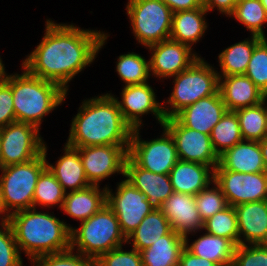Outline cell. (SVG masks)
<instances>
[{"label": "cell", "instance_id": "cb8c5ba5", "mask_svg": "<svg viewBox=\"0 0 267 266\" xmlns=\"http://www.w3.org/2000/svg\"><path fill=\"white\" fill-rule=\"evenodd\" d=\"M63 147L64 155L58 158L55 165L47 160L48 169L62 185L65 193L89 187L91 184L87 180L78 148L67 143Z\"/></svg>", "mask_w": 267, "mask_h": 266}, {"label": "cell", "instance_id": "8992f818", "mask_svg": "<svg viewBox=\"0 0 267 266\" xmlns=\"http://www.w3.org/2000/svg\"><path fill=\"white\" fill-rule=\"evenodd\" d=\"M47 145L43 153L25 163L10 165L0 170V199L5 214L33 208L37 180L47 167Z\"/></svg>", "mask_w": 267, "mask_h": 266}, {"label": "cell", "instance_id": "c3c4849f", "mask_svg": "<svg viewBox=\"0 0 267 266\" xmlns=\"http://www.w3.org/2000/svg\"><path fill=\"white\" fill-rule=\"evenodd\" d=\"M6 75H7V72L5 71L4 63L0 57V82L4 81V79L6 78Z\"/></svg>", "mask_w": 267, "mask_h": 266}, {"label": "cell", "instance_id": "8fae6325", "mask_svg": "<svg viewBox=\"0 0 267 266\" xmlns=\"http://www.w3.org/2000/svg\"><path fill=\"white\" fill-rule=\"evenodd\" d=\"M113 192L106 187V204L118 218L122 234L127 238L153 210L146 196L126 179L116 185Z\"/></svg>", "mask_w": 267, "mask_h": 266}, {"label": "cell", "instance_id": "6da1fadb", "mask_svg": "<svg viewBox=\"0 0 267 266\" xmlns=\"http://www.w3.org/2000/svg\"><path fill=\"white\" fill-rule=\"evenodd\" d=\"M41 42L22 61L30 74L59 84L66 92L72 79L90 67L110 36L75 24L45 21Z\"/></svg>", "mask_w": 267, "mask_h": 266}, {"label": "cell", "instance_id": "836d02e7", "mask_svg": "<svg viewBox=\"0 0 267 266\" xmlns=\"http://www.w3.org/2000/svg\"><path fill=\"white\" fill-rule=\"evenodd\" d=\"M115 68L125 86L147 83L151 76L149 60L135 52L119 55Z\"/></svg>", "mask_w": 267, "mask_h": 266}, {"label": "cell", "instance_id": "f35d334b", "mask_svg": "<svg viewBox=\"0 0 267 266\" xmlns=\"http://www.w3.org/2000/svg\"><path fill=\"white\" fill-rule=\"evenodd\" d=\"M8 219H0V266H25Z\"/></svg>", "mask_w": 267, "mask_h": 266}, {"label": "cell", "instance_id": "ffe728a7", "mask_svg": "<svg viewBox=\"0 0 267 266\" xmlns=\"http://www.w3.org/2000/svg\"><path fill=\"white\" fill-rule=\"evenodd\" d=\"M238 231L239 245L267 244V202L242 203L234 207Z\"/></svg>", "mask_w": 267, "mask_h": 266}, {"label": "cell", "instance_id": "f907efd6", "mask_svg": "<svg viewBox=\"0 0 267 266\" xmlns=\"http://www.w3.org/2000/svg\"><path fill=\"white\" fill-rule=\"evenodd\" d=\"M218 266H237V265L234 263V261H231L229 263L218 265Z\"/></svg>", "mask_w": 267, "mask_h": 266}, {"label": "cell", "instance_id": "8d00e7d4", "mask_svg": "<svg viewBox=\"0 0 267 266\" xmlns=\"http://www.w3.org/2000/svg\"><path fill=\"white\" fill-rule=\"evenodd\" d=\"M212 185L209 184L195 195L197 210L203 222L228 206L220 186L215 181Z\"/></svg>", "mask_w": 267, "mask_h": 266}, {"label": "cell", "instance_id": "83f0119b", "mask_svg": "<svg viewBox=\"0 0 267 266\" xmlns=\"http://www.w3.org/2000/svg\"><path fill=\"white\" fill-rule=\"evenodd\" d=\"M262 37L251 35L249 38L232 44L218 54L219 76L245 75L254 47Z\"/></svg>", "mask_w": 267, "mask_h": 266}, {"label": "cell", "instance_id": "f546056e", "mask_svg": "<svg viewBox=\"0 0 267 266\" xmlns=\"http://www.w3.org/2000/svg\"><path fill=\"white\" fill-rule=\"evenodd\" d=\"M171 230V225L162 211L160 209H153L126 238V244L132 243L131 247L140 252L150 247Z\"/></svg>", "mask_w": 267, "mask_h": 266}, {"label": "cell", "instance_id": "ac0fdd59", "mask_svg": "<svg viewBox=\"0 0 267 266\" xmlns=\"http://www.w3.org/2000/svg\"><path fill=\"white\" fill-rule=\"evenodd\" d=\"M220 92L201 98L182 109L174 117L185 127L210 135L214 126L227 112Z\"/></svg>", "mask_w": 267, "mask_h": 266}, {"label": "cell", "instance_id": "bcb514c9", "mask_svg": "<svg viewBox=\"0 0 267 266\" xmlns=\"http://www.w3.org/2000/svg\"><path fill=\"white\" fill-rule=\"evenodd\" d=\"M173 13L192 10L202 6L201 0H161Z\"/></svg>", "mask_w": 267, "mask_h": 266}, {"label": "cell", "instance_id": "816d5d0a", "mask_svg": "<svg viewBox=\"0 0 267 266\" xmlns=\"http://www.w3.org/2000/svg\"><path fill=\"white\" fill-rule=\"evenodd\" d=\"M260 1L263 7L265 8V11L267 12V0H260Z\"/></svg>", "mask_w": 267, "mask_h": 266}, {"label": "cell", "instance_id": "d6986e66", "mask_svg": "<svg viewBox=\"0 0 267 266\" xmlns=\"http://www.w3.org/2000/svg\"><path fill=\"white\" fill-rule=\"evenodd\" d=\"M124 177L140 190L153 209H161L162 203L174 192L169 174H157L126 159Z\"/></svg>", "mask_w": 267, "mask_h": 266}, {"label": "cell", "instance_id": "7dc6e473", "mask_svg": "<svg viewBox=\"0 0 267 266\" xmlns=\"http://www.w3.org/2000/svg\"><path fill=\"white\" fill-rule=\"evenodd\" d=\"M259 146L264 159L265 167L267 169V137H264L262 140L259 141Z\"/></svg>", "mask_w": 267, "mask_h": 266}, {"label": "cell", "instance_id": "ee69618b", "mask_svg": "<svg viewBox=\"0 0 267 266\" xmlns=\"http://www.w3.org/2000/svg\"><path fill=\"white\" fill-rule=\"evenodd\" d=\"M202 6L208 11L212 12L214 8L222 15L229 17L236 6V0H201Z\"/></svg>", "mask_w": 267, "mask_h": 266}, {"label": "cell", "instance_id": "7c38bea8", "mask_svg": "<svg viewBox=\"0 0 267 266\" xmlns=\"http://www.w3.org/2000/svg\"><path fill=\"white\" fill-rule=\"evenodd\" d=\"M162 127L173 137L179 160L205 164L213 170L219 164L210 135L183 126L175 117L165 119Z\"/></svg>", "mask_w": 267, "mask_h": 266}, {"label": "cell", "instance_id": "7bdbcfd3", "mask_svg": "<svg viewBox=\"0 0 267 266\" xmlns=\"http://www.w3.org/2000/svg\"><path fill=\"white\" fill-rule=\"evenodd\" d=\"M16 121L11 87L0 82V128Z\"/></svg>", "mask_w": 267, "mask_h": 266}, {"label": "cell", "instance_id": "9a60e30c", "mask_svg": "<svg viewBox=\"0 0 267 266\" xmlns=\"http://www.w3.org/2000/svg\"><path fill=\"white\" fill-rule=\"evenodd\" d=\"M156 92L149 82L144 84L126 85L122 88L121 100L111 94L117 101L124 120L133 128L143 126V115L153 114L157 123L162 127L165 121L163 103L157 101Z\"/></svg>", "mask_w": 267, "mask_h": 266}, {"label": "cell", "instance_id": "d590c367", "mask_svg": "<svg viewBox=\"0 0 267 266\" xmlns=\"http://www.w3.org/2000/svg\"><path fill=\"white\" fill-rule=\"evenodd\" d=\"M203 230L214 236L229 239L235 246L239 245V231L235 208L228 205L204 221Z\"/></svg>", "mask_w": 267, "mask_h": 266}, {"label": "cell", "instance_id": "9c48e42d", "mask_svg": "<svg viewBox=\"0 0 267 266\" xmlns=\"http://www.w3.org/2000/svg\"><path fill=\"white\" fill-rule=\"evenodd\" d=\"M140 129H133L128 157L138 166L157 174H169L179 160L173 137L164 128L160 137L143 140ZM140 135V136H139Z\"/></svg>", "mask_w": 267, "mask_h": 266}, {"label": "cell", "instance_id": "74e56055", "mask_svg": "<svg viewBox=\"0 0 267 266\" xmlns=\"http://www.w3.org/2000/svg\"><path fill=\"white\" fill-rule=\"evenodd\" d=\"M245 75L267 96V37L254 47Z\"/></svg>", "mask_w": 267, "mask_h": 266}, {"label": "cell", "instance_id": "60d3db41", "mask_svg": "<svg viewBox=\"0 0 267 266\" xmlns=\"http://www.w3.org/2000/svg\"><path fill=\"white\" fill-rule=\"evenodd\" d=\"M95 266H143V263L138 250L132 248L126 251L122 245L99 256Z\"/></svg>", "mask_w": 267, "mask_h": 266}, {"label": "cell", "instance_id": "d4e9b609", "mask_svg": "<svg viewBox=\"0 0 267 266\" xmlns=\"http://www.w3.org/2000/svg\"><path fill=\"white\" fill-rule=\"evenodd\" d=\"M90 185L87 188L65 194L61 210L80 223L93 216L106 205V187Z\"/></svg>", "mask_w": 267, "mask_h": 266}, {"label": "cell", "instance_id": "5bb4252c", "mask_svg": "<svg viewBox=\"0 0 267 266\" xmlns=\"http://www.w3.org/2000/svg\"><path fill=\"white\" fill-rule=\"evenodd\" d=\"M214 181L220 186L228 205L233 207L267 198V172L214 170Z\"/></svg>", "mask_w": 267, "mask_h": 266}, {"label": "cell", "instance_id": "52a82bcc", "mask_svg": "<svg viewBox=\"0 0 267 266\" xmlns=\"http://www.w3.org/2000/svg\"><path fill=\"white\" fill-rule=\"evenodd\" d=\"M212 65L199 57L186 70L172 77L173 89L168 99L162 103L165 118L174 117L185 107L201 98L212 96L219 91V75Z\"/></svg>", "mask_w": 267, "mask_h": 266}, {"label": "cell", "instance_id": "484cf974", "mask_svg": "<svg viewBox=\"0 0 267 266\" xmlns=\"http://www.w3.org/2000/svg\"><path fill=\"white\" fill-rule=\"evenodd\" d=\"M207 13L203 6L173 13L170 39L193 49L192 46L204 37L208 28Z\"/></svg>", "mask_w": 267, "mask_h": 266}, {"label": "cell", "instance_id": "1f68e13d", "mask_svg": "<svg viewBox=\"0 0 267 266\" xmlns=\"http://www.w3.org/2000/svg\"><path fill=\"white\" fill-rule=\"evenodd\" d=\"M229 17L244 25L250 35L266 38L263 28L267 24V12L260 0H238Z\"/></svg>", "mask_w": 267, "mask_h": 266}, {"label": "cell", "instance_id": "f6af8a7d", "mask_svg": "<svg viewBox=\"0 0 267 266\" xmlns=\"http://www.w3.org/2000/svg\"><path fill=\"white\" fill-rule=\"evenodd\" d=\"M178 266H218V265L207 259L195 256L186 248H184L181 252Z\"/></svg>", "mask_w": 267, "mask_h": 266}, {"label": "cell", "instance_id": "d6a6232c", "mask_svg": "<svg viewBox=\"0 0 267 266\" xmlns=\"http://www.w3.org/2000/svg\"><path fill=\"white\" fill-rule=\"evenodd\" d=\"M211 143L218 156L243 141L238 117L234 111H227L214 126L210 134Z\"/></svg>", "mask_w": 267, "mask_h": 266}, {"label": "cell", "instance_id": "b9f144b4", "mask_svg": "<svg viewBox=\"0 0 267 266\" xmlns=\"http://www.w3.org/2000/svg\"><path fill=\"white\" fill-rule=\"evenodd\" d=\"M233 261L237 266H267V244L238 245Z\"/></svg>", "mask_w": 267, "mask_h": 266}, {"label": "cell", "instance_id": "4fadbf2b", "mask_svg": "<svg viewBox=\"0 0 267 266\" xmlns=\"http://www.w3.org/2000/svg\"><path fill=\"white\" fill-rule=\"evenodd\" d=\"M129 145H97L78 147L87 180L91 185H100L114 174L124 177Z\"/></svg>", "mask_w": 267, "mask_h": 266}, {"label": "cell", "instance_id": "7402d4cb", "mask_svg": "<svg viewBox=\"0 0 267 266\" xmlns=\"http://www.w3.org/2000/svg\"><path fill=\"white\" fill-rule=\"evenodd\" d=\"M214 170H230L242 173L267 172L259 141L243 140L219 156Z\"/></svg>", "mask_w": 267, "mask_h": 266}, {"label": "cell", "instance_id": "603a6c76", "mask_svg": "<svg viewBox=\"0 0 267 266\" xmlns=\"http://www.w3.org/2000/svg\"><path fill=\"white\" fill-rule=\"evenodd\" d=\"M176 193L197 195L214 181V170L205 164L178 160L169 173Z\"/></svg>", "mask_w": 267, "mask_h": 266}, {"label": "cell", "instance_id": "44dd1931", "mask_svg": "<svg viewBox=\"0 0 267 266\" xmlns=\"http://www.w3.org/2000/svg\"><path fill=\"white\" fill-rule=\"evenodd\" d=\"M219 92L228 111L256 106L267 97L246 75L219 76Z\"/></svg>", "mask_w": 267, "mask_h": 266}, {"label": "cell", "instance_id": "f5cc1de1", "mask_svg": "<svg viewBox=\"0 0 267 266\" xmlns=\"http://www.w3.org/2000/svg\"><path fill=\"white\" fill-rule=\"evenodd\" d=\"M3 168L2 162H1V138H0V170Z\"/></svg>", "mask_w": 267, "mask_h": 266}, {"label": "cell", "instance_id": "277c9868", "mask_svg": "<svg viewBox=\"0 0 267 266\" xmlns=\"http://www.w3.org/2000/svg\"><path fill=\"white\" fill-rule=\"evenodd\" d=\"M7 74L4 81L11 87L16 121L29 123L39 130L43 117L57 109L67 98L59 84L30 74Z\"/></svg>", "mask_w": 267, "mask_h": 266}, {"label": "cell", "instance_id": "4dcf8cb0", "mask_svg": "<svg viewBox=\"0 0 267 266\" xmlns=\"http://www.w3.org/2000/svg\"><path fill=\"white\" fill-rule=\"evenodd\" d=\"M267 97L252 107L234 111L238 117L243 140L260 141L267 137Z\"/></svg>", "mask_w": 267, "mask_h": 266}, {"label": "cell", "instance_id": "f1b7e54d", "mask_svg": "<svg viewBox=\"0 0 267 266\" xmlns=\"http://www.w3.org/2000/svg\"><path fill=\"white\" fill-rule=\"evenodd\" d=\"M188 238L185 237V248L195 256L212 261L217 265L233 261L236 246L229 239L203 233L190 244Z\"/></svg>", "mask_w": 267, "mask_h": 266}, {"label": "cell", "instance_id": "7a4b0ae2", "mask_svg": "<svg viewBox=\"0 0 267 266\" xmlns=\"http://www.w3.org/2000/svg\"><path fill=\"white\" fill-rule=\"evenodd\" d=\"M72 118L66 143L72 147L129 145L133 128L109 93L82 100Z\"/></svg>", "mask_w": 267, "mask_h": 266}, {"label": "cell", "instance_id": "ba28073f", "mask_svg": "<svg viewBox=\"0 0 267 266\" xmlns=\"http://www.w3.org/2000/svg\"><path fill=\"white\" fill-rule=\"evenodd\" d=\"M126 11L133 36L142 46L170 39L173 12L161 0H128Z\"/></svg>", "mask_w": 267, "mask_h": 266}, {"label": "cell", "instance_id": "3957f363", "mask_svg": "<svg viewBox=\"0 0 267 266\" xmlns=\"http://www.w3.org/2000/svg\"><path fill=\"white\" fill-rule=\"evenodd\" d=\"M20 253L32 263L38 257L70 249L71 225L51 212L29 208L8 217ZM22 251V252H21Z\"/></svg>", "mask_w": 267, "mask_h": 266}, {"label": "cell", "instance_id": "ab89813d", "mask_svg": "<svg viewBox=\"0 0 267 266\" xmlns=\"http://www.w3.org/2000/svg\"><path fill=\"white\" fill-rule=\"evenodd\" d=\"M33 266H95V260L69 249L60 253H53L38 257Z\"/></svg>", "mask_w": 267, "mask_h": 266}, {"label": "cell", "instance_id": "e575fe53", "mask_svg": "<svg viewBox=\"0 0 267 266\" xmlns=\"http://www.w3.org/2000/svg\"><path fill=\"white\" fill-rule=\"evenodd\" d=\"M65 192L62 185L57 181L54 174L46 167L40 174L33 196V208H51L59 206L62 208L65 198Z\"/></svg>", "mask_w": 267, "mask_h": 266}, {"label": "cell", "instance_id": "e0dca14e", "mask_svg": "<svg viewBox=\"0 0 267 266\" xmlns=\"http://www.w3.org/2000/svg\"><path fill=\"white\" fill-rule=\"evenodd\" d=\"M160 210L169 221L171 229L184 238L203 230L204 222L193 195L173 192L162 203Z\"/></svg>", "mask_w": 267, "mask_h": 266}, {"label": "cell", "instance_id": "2e32d148", "mask_svg": "<svg viewBox=\"0 0 267 266\" xmlns=\"http://www.w3.org/2000/svg\"><path fill=\"white\" fill-rule=\"evenodd\" d=\"M150 75L157 79L172 78L188 69L200 56L189 46L171 39L148 46Z\"/></svg>", "mask_w": 267, "mask_h": 266}, {"label": "cell", "instance_id": "681fc988", "mask_svg": "<svg viewBox=\"0 0 267 266\" xmlns=\"http://www.w3.org/2000/svg\"><path fill=\"white\" fill-rule=\"evenodd\" d=\"M2 217V219H8V216L5 214L2 205H1V199H0V218Z\"/></svg>", "mask_w": 267, "mask_h": 266}, {"label": "cell", "instance_id": "5b68a950", "mask_svg": "<svg viewBox=\"0 0 267 266\" xmlns=\"http://www.w3.org/2000/svg\"><path fill=\"white\" fill-rule=\"evenodd\" d=\"M126 242L118 218L107 204L70 231V249L94 260Z\"/></svg>", "mask_w": 267, "mask_h": 266}, {"label": "cell", "instance_id": "4316f807", "mask_svg": "<svg viewBox=\"0 0 267 266\" xmlns=\"http://www.w3.org/2000/svg\"><path fill=\"white\" fill-rule=\"evenodd\" d=\"M184 248L185 238L171 230L150 247L140 251L143 266H178Z\"/></svg>", "mask_w": 267, "mask_h": 266}, {"label": "cell", "instance_id": "30bf717a", "mask_svg": "<svg viewBox=\"0 0 267 266\" xmlns=\"http://www.w3.org/2000/svg\"><path fill=\"white\" fill-rule=\"evenodd\" d=\"M39 131L32 124L18 121L0 128L3 167L25 163L40 156L45 142Z\"/></svg>", "mask_w": 267, "mask_h": 266}]
</instances>
